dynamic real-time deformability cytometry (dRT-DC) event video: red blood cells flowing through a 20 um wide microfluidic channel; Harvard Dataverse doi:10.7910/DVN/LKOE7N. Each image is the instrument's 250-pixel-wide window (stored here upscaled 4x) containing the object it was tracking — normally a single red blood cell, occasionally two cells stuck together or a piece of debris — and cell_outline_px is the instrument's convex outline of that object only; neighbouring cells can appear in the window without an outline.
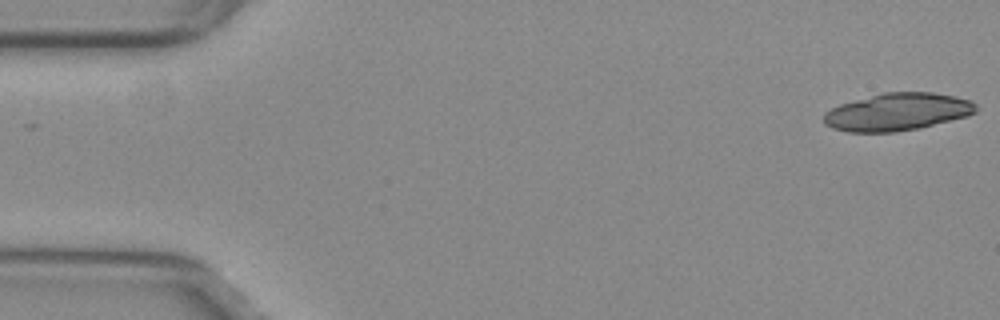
{"species": "common noctule bat (a hibernating species)", "species_latin": "Nyctalus noctula", "temperature_condition": "warm", "stored_images_in_passage": 11, "camera_frame_rate_fps": 3000, "um_per_image_px": 0.085, "animal": {"sex": "female", "body_mass_g": 29.2, "forearm_length_mm": 56.3}, "frame": {"image": 1, "passage_image": 1, "time_ms": 0.0, "image_size_px": [1000, 320], "cell_outline_px": [[976, 112], [968, 116], [920, 128], [896, 132], [848, 132], [832, 128], [824, 124], [824, 112], [840, 104], [884, 92], [932, 92], [956, 96], [972, 100], [976, 104]], "centroid_in_image_um": [76.3, 9.51], "position_along_channel_um": 8.7, "area_um2": 33.41}}